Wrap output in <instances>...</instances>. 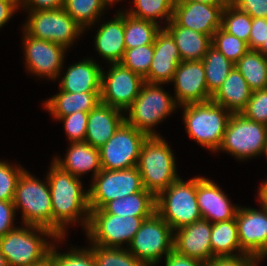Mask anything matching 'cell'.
<instances>
[{"mask_svg":"<svg viewBox=\"0 0 267 266\" xmlns=\"http://www.w3.org/2000/svg\"><path fill=\"white\" fill-rule=\"evenodd\" d=\"M252 26V17L230 2L224 7L221 28L238 39L249 42Z\"/></svg>","mask_w":267,"mask_h":266,"instance_id":"obj_35","label":"cell"},{"mask_svg":"<svg viewBox=\"0 0 267 266\" xmlns=\"http://www.w3.org/2000/svg\"><path fill=\"white\" fill-rule=\"evenodd\" d=\"M53 162L78 178L90 170L94 171V178L102 170L99 148L87 142H71L65 159L56 158Z\"/></svg>","mask_w":267,"mask_h":266,"instance_id":"obj_26","label":"cell"},{"mask_svg":"<svg viewBox=\"0 0 267 266\" xmlns=\"http://www.w3.org/2000/svg\"><path fill=\"white\" fill-rule=\"evenodd\" d=\"M88 112H75L64 117H55L64 122L67 137L71 142H84L87 130Z\"/></svg>","mask_w":267,"mask_h":266,"instance_id":"obj_43","label":"cell"},{"mask_svg":"<svg viewBox=\"0 0 267 266\" xmlns=\"http://www.w3.org/2000/svg\"><path fill=\"white\" fill-rule=\"evenodd\" d=\"M160 26L150 20L138 19L124 13V42L126 49L154 44Z\"/></svg>","mask_w":267,"mask_h":266,"instance_id":"obj_32","label":"cell"},{"mask_svg":"<svg viewBox=\"0 0 267 266\" xmlns=\"http://www.w3.org/2000/svg\"><path fill=\"white\" fill-rule=\"evenodd\" d=\"M260 258L249 254H238L237 257H214L205 266H256Z\"/></svg>","mask_w":267,"mask_h":266,"instance_id":"obj_45","label":"cell"},{"mask_svg":"<svg viewBox=\"0 0 267 266\" xmlns=\"http://www.w3.org/2000/svg\"><path fill=\"white\" fill-rule=\"evenodd\" d=\"M144 79L121 63H112L105 74L101 72V102L126 111L139 95Z\"/></svg>","mask_w":267,"mask_h":266,"instance_id":"obj_14","label":"cell"},{"mask_svg":"<svg viewBox=\"0 0 267 266\" xmlns=\"http://www.w3.org/2000/svg\"><path fill=\"white\" fill-rule=\"evenodd\" d=\"M266 156H267V141H266V144L264 146V149H263V152Z\"/></svg>","mask_w":267,"mask_h":266,"instance_id":"obj_57","label":"cell"},{"mask_svg":"<svg viewBox=\"0 0 267 266\" xmlns=\"http://www.w3.org/2000/svg\"><path fill=\"white\" fill-rule=\"evenodd\" d=\"M196 198L202 219L212 224L236 217L238 207L230 204L227 196L212 180L196 177Z\"/></svg>","mask_w":267,"mask_h":266,"instance_id":"obj_21","label":"cell"},{"mask_svg":"<svg viewBox=\"0 0 267 266\" xmlns=\"http://www.w3.org/2000/svg\"><path fill=\"white\" fill-rule=\"evenodd\" d=\"M175 1H194L210 5H227L229 3V0H175Z\"/></svg>","mask_w":267,"mask_h":266,"instance_id":"obj_52","label":"cell"},{"mask_svg":"<svg viewBox=\"0 0 267 266\" xmlns=\"http://www.w3.org/2000/svg\"><path fill=\"white\" fill-rule=\"evenodd\" d=\"M97 52L112 63H120L125 50L124 13L118 12L114 20L102 24L95 36Z\"/></svg>","mask_w":267,"mask_h":266,"instance_id":"obj_24","label":"cell"},{"mask_svg":"<svg viewBox=\"0 0 267 266\" xmlns=\"http://www.w3.org/2000/svg\"><path fill=\"white\" fill-rule=\"evenodd\" d=\"M16 208L13 201L0 200V237H3L9 231L15 229L13 220L15 217Z\"/></svg>","mask_w":267,"mask_h":266,"instance_id":"obj_47","label":"cell"},{"mask_svg":"<svg viewBox=\"0 0 267 266\" xmlns=\"http://www.w3.org/2000/svg\"><path fill=\"white\" fill-rule=\"evenodd\" d=\"M164 28L174 39L182 61L202 60L212 46V37L189 28L178 26L170 20Z\"/></svg>","mask_w":267,"mask_h":266,"instance_id":"obj_27","label":"cell"},{"mask_svg":"<svg viewBox=\"0 0 267 266\" xmlns=\"http://www.w3.org/2000/svg\"><path fill=\"white\" fill-rule=\"evenodd\" d=\"M24 169L0 161V200L13 201L16 184Z\"/></svg>","mask_w":267,"mask_h":266,"instance_id":"obj_41","label":"cell"},{"mask_svg":"<svg viewBox=\"0 0 267 266\" xmlns=\"http://www.w3.org/2000/svg\"><path fill=\"white\" fill-rule=\"evenodd\" d=\"M13 204L22 210L24 225L46 227L53 232V212L49 184L23 171L16 184Z\"/></svg>","mask_w":267,"mask_h":266,"instance_id":"obj_6","label":"cell"},{"mask_svg":"<svg viewBox=\"0 0 267 266\" xmlns=\"http://www.w3.org/2000/svg\"><path fill=\"white\" fill-rule=\"evenodd\" d=\"M266 141V125L250 120L241 113H233L218 150L242 160L262 154Z\"/></svg>","mask_w":267,"mask_h":266,"instance_id":"obj_10","label":"cell"},{"mask_svg":"<svg viewBox=\"0 0 267 266\" xmlns=\"http://www.w3.org/2000/svg\"><path fill=\"white\" fill-rule=\"evenodd\" d=\"M47 180L52 203L53 233L63 239L64 225L77 221L81 215H85L80 220L87 229L90 216L89 192L83 191L79 178L52 162Z\"/></svg>","mask_w":267,"mask_h":266,"instance_id":"obj_1","label":"cell"},{"mask_svg":"<svg viewBox=\"0 0 267 266\" xmlns=\"http://www.w3.org/2000/svg\"><path fill=\"white\" fill-rule=\"evenodd\" d=\"M34 266H55V262L50 256H47L42 262Z\"/></svg>","mask_w":267,"mask_h":266,"instance_id":"obj_54","label":"cell"},{"mask_svg":"<svg viewBox=\"0 0 267 266\" xmlns=\"http://www.w3.org/2000/svg\"><path fill=\"white\" fill-rule=\"evenodd\" d=\"M49 256L54 260L55 266H96L92 250L73 249L66 254L57 253L54 245L51 246Z\"/></svg>","mask_w":267,"mask_h":266,"instance_id":"obj_40","label":"cell"},{"mask_svg":"<svg viewBox=\"0 0 267 266\" xmlns=\"http://www.w3.org/2000/svg\"><path fill=\"white\" fill-rule=\"evenodd\" d=\"M212 46L234 64L249 50L247 42L229 34L221 27L213 34Z\"/></svg>","mask_w":267,"mask_h":266,"instance_id":"obj_38","label":"cell"},{"mask_svg":"<svg viewBox=\"0 0 267 266\" xmlns=\"http://www.w3.org/2000/svg\"><path fill=\"white\" fill-rule=\"evenodd\" d=\"M168 223L155 211L145 219L133 237L128 250L145 266L158 263L164 254L174 250V233Z\"/></svg>","mask_w":267,"mask_h":266,"instance_id":"obj_8","label":"cell"},{"mask_svg":"<svg viewBox=\"0 0 267 266\" xmlns=\"http://www.w3.org/2000/svg\"><path fill=\"white\" fill-rule=\"evenodd\" d=\"M121 110L100 102L89 112L84 142L93 147L104 145L125 121Z\"/></svg>","mask_w":267,"mask_h":266,"instance_id":"obj_22","label":"cell"},{"mask_svg":"<svg viewBox=\"0 0 267 266\" xmlns=\"http://www.w3.org/2000/svg\"><path fill=\"white\" fill-rule=\"evenodd\" d=\"M238 208L236 222L241 250L245 254L264 258L267 253V208Z\"/></svg>","mask_w":267,"mask_h":266,"instance_id":"obj_15","label":"cell"},{"mask_svg":"<svg viewBox=\"0 0 267 266\" xmlns=\"http://www.w3.org/2000/svg\"><path fill=\"white\" fill-rule=\"evenodd\" d=\"M170 146L161 136L148 137L142 145L138 169L142 183L155 197L179 178Z\"/></svg>","mask_w":267,"mask_h":266,"instance_id":"obj_3","label":"cell"},{"mask_svg":"<svg viewBox=\"0 0 267 266\" xmlns=\"http://www.w3.org/2000/svg\"><path fill=\"white\" fill-rule=\"evenodd\" d=\"M25 60L28 71L39 76L57 78L62 69L66 48L60 44L40 40L24 31Z\"/></svg>","mask_w":267,"mask_h":266,"instance_id":"obj_17","label":"cell"},{"mask_svg":"<svg viewBox=\"0 0 267 266\" xmlns=\"http://www.w3.org/2000/svg\"><path fill=\"white\" fill-rule=\"evenodd\" d=\"M101 92L70 93L60 91L45 102V107L54 117H64L75 112H90L101 102Z\"/></svg>","mask_w":267,"mask_h":266,"instance_id":"obj_28","label":"cell"},{"mask_svg":"<svg viewBox=\"0 0 267 266\" xmlns=\"http://www.w3.org/2000/svg\"><path fill=\"white\" fill-rule=\"evenodd\" d=\"M25 227L27 228L17 227L0 237V251L6 257L9 266H34L49 256L53 244H48L43 237L37 235V232L61 240V237H57L46 227Z\"/></svg>","mask_w":267,"mask_h":266,"instance_id":"obj_4","label":"cell"},{"mask_svg":"<svg viewBox=\"0 0 267 266\" xmlns=\"http://www.w3.org/2000/svg\"><path fill=\"white\" fill-rule=\"evenodd\" d=\"M175 101L180 105L210 101L202 60L181 61L173 75Z\"/></svg>","mask_w":267,"mask_h":266,"instance_id":"obj_18","label":"cell"},{"mask_svg":"<svg viewBox=\"0 0 267 266\" xmlns=\"http://www.w3.org/2000/svg\"><path fill=\"white\" fill-rule=\"evenodd\" d=\"M176 231L177 234H174V251L204 263L212 259V223L200 219Z\"/></svg>","mask_w":267,"mask_h":266,"instance_id":"obj_19","label":"cell"},{"mask_svg":"<svg viewBox=\"0 0 267 266\" xmlns=\"http://www.w3.org/2000/svg\"><path fill=\"white\" fill-rule=\"evenodd\" d=\"M19 4L20 0H0V28L9 21Z\"/></svg>","mask_w":267,"mask_h":266,"instance_id":"obj_50","label":"cell"},{"mask_svg":"<svg viewBox=\"0 0 267 266\" xmlns=\"http://www.w3.org/2000/svg\"><path fill=\"white\" fill-rule=\"evenodd\" d=\"M65 0H20L22 7L28 8L30 11H43L51 9L63 8Z\"/></svg>","mask_w":267,"mask_h":266,"instance_id":"obj_48","label":"cell"},{"mask_svg":"<svg viewBox=\"0 0 267 266\" xmlns=\"http://www.w3.org/2000/svg\"><path fill=\"white\" fill-rule=\"evenodd\" d=\"M266 18H252V26L248 47L251 50H258L265 42Z\"/></svg>","mask_w":267,"mask_h":266,"instance_id":"obj_46","label":"cell"},{"mask_svg":"<svg viewBox=\"0 0 267 266\" xmlns=\"http://www.w3.org/2000/svg\"><path fill=\"white\" fill-rule=\"evenodd\" d=\"M181 106L189 136L201 146L217 151L232 113L212 100Z\"/></svg>","mask_w":267,"mask_h":266,"instance_id":"obj_2","label":"cell"},{"mask_svg":"<svg viewBox=\"0 0 267 266\" xmlns=\"http://www.w3.org/2000/svg\"><path fill=\"white\" fill-rule=\"evenodd\" d=\"M241 114L267 126V89L252 91L251 98Z\"/></svg>","mask_w":267,"mask_h":266,"instance_id":"obj_42","label":"cell"},{"mask_svg":"<svg viewBox=\"0 0 267 266\" xmlns=\"http://www.w3.org/2000/svg\"><path fill=\"white\" fill-rule=\"evenodd\" d=\"M225 6L194 1H175L172 20L178 26L213 37V34L221 27Z\"/></svg>","mask_w":267,"mask_h":266,"instance_id":"obj_16","label":"cell"},{"mask_svg":"<svg viewBox=\"0 0 267 266\" xmlns=\"http://www.w3.org/2000/svg\"><path fill=\"white\" fill-rule=\"evenodd\" d=\"M229 2L252 18L267 19V0H230Z\"/></svg>","mask_w":267,"mask_h":266,"instance_id":"obj_44","label":"cell"},{"mask_svg":"<svg viewBox=\"0 0 267 266\" xmlns=\"http://www.w3.org/2000/svg\"><path fill=\"white\" fill-rule=\"evenodd\" d=\"M235 67L252 91L267 89V58L260 52L249 49L235 63Z\"/></svg>","mask_w":267,"mask_h":266,"instance_id":"obj_31","label":"cell"},{"mask_svg":"<svg viewBox=\"0 0 267 266\" xmlns=\"http://www.w3.org/2000/svg\"><path fill=\"white\" fill-rule=\"evenodd\" d=\"M181 61L174 39L164 28H161L154 40V54L144 81L158 84L172 82L173 75Z\"/></svg>","mask_w":267,"mask_h":266,"instance_id":"obj_20","label":"cell"},{"mask_svg":"<svg viewBox=\"0 0 267 266\" xmlns=\"http://www.w3.org/2000/svg\"><path fill=\"white\" fill-rule=\"evenodd\" d=\"M208 91L213 95L223 84L235 64L211 46L202 59Z\"/></svg>","mask_w":267,"mask_h":266,"instance_id":"obj_33","label":"cell"},{"mask_svg":"<svg viewBox=\"0 0 267 266\" xmlns=\"http://www.w3.org/2000/svg\"><path fill=\"white\" fill-rule=\"evenodd\" d=\"M158 83L144 82L139 95L127 109L129 117L125 121L149 137L159 136L152 127L170 115L177 105L175 99Z\"/></svg>","mask_w":267,"mask_h":266,"instance_id":"obj_7","label":"cell"},{"mask_svg":"<svg viewBox=\"0 0 267 266\" xmlns=\"http://www.w3.org/2000/svg\"><path fill=\"white\" fill-rule=\"evenodd\" d=\"M24 31L37 39L70 47L83 29L63 9L31 11Z\"/></svg>","mask_w":267,"mask_h":266,"instance_id":"obj_12","label":"cell"},{"mask_svg":"<svg viewBox=\"0 0 267 266\" xmlns=\"http://www.w3.org/2000/svg\"><path fill=\"white\" fill-rule=\"evenodd\" d=\"M154 54V44L126 49L121 64L143 79L147 77Z\"/></svg>","mask_w":267,"mask_h":266,"instance_id":"obj_39","label":"cell"},{"mask_svg":"<svg viewBox=\"0 0 267 266\" xmlns=\"http://www.w3.org/2000/svg\"><path fill=\"white\" fill-rule=\"evenodd\" d=\"M149 136L124 121L114 135L99 148L104 170L136 167L142 145Z\"/></svg>","mask_w":267,"mask_h":266,"instance_id":"obj_11","label":"cell"},{"mask_svg":"<svg viewBox=\"0 0 267 266\" xmlns=\"http://www.w3.org/2000/svg\"><path fill=\"white\" fill-rule=\"evenodd\" d=\"M212 258L214 257H237L234 250L245 254L239 244L238 227L236 219L221 221L212 224L211 231Z\"/></svg>","mask_w":267,"mask_h":266,"instance_id":"obj_30","label":"cell"},{"mask_svg":"<svg viewBox=\"0 0 267 266\" xmlns=\"http://www.w3.org/2000/svg\"><path fill=\"white\" fill-rule=\"evenodd\" d=\"M165 262L166 266H205L204 262L180 255L174 250L165 257Z\"/></svg>","mask_w":267,"mask_h":266,"instance_id":"obj_49","label":"cell"},{"mask_svg":"<svg viewBox=\"0 0 267 266\" xmlns=\"http://www.w3.org/2000/svg\"><path fill=\"white\" fill-rule=\"evenodd\" d=\"M143 217H122L104 212L102 209H90L87 231L92 245L107 248H121V244L131 243L141 227Z\"/></svg>","mask_w":267,"mask_h":266,"instance_id":"obj_9","label":"cell"},{"mask_svg":"<svg viewBox=\"0 0 267 266\" xmlns=\"http://www.w3.org/2000/svg\"><path fill=\"white\" fill-rule=\"evenodd\" d=\"M156 212L174 230L202 219L196 198V178L175 180L156 196Z\"/></svg>","mask_w":267,"mask_h":266,"instance_id":"obj_5","label":"cell"},{"mask_svg":"<svg viewBox=\"0 0 267 266\" xmlns=\"http://www.w3.org/2000/svg\"><path fill=\"white\" fill-rule=\"evenodd\" d=\"M96 266H145L130 251L123 248L90 247Z\"/></svg>","mask_w":267,"mask_h":266,"instance_id":"obj_37","label":"cell"},{"mask_svg":"<svg viewBox=\"0 0 267 266\" xmlns=\"http://www.w3.org/2000/svg\"><path fill=\"white\" fill-rule=\"evenodd\" d=\"M144 189L138 167L123 170L102 169L88 190L90 209H101L106 203Z\"/></svg>","mask_w":267,"mask_h":266,"instance_id":"obj_13","label":"cell"},{"mask_svg":"<svg viewBox=\"0 0 267 266\" xmlns=\"http://www.w3.org/2000/svg\"><path fill=\"white\" fill-rule=\"evenodd\" d=\"M257 51L260 52L265 58H267V19H266L265 42L261 45V47Z\"/></svg>","mask_w":267,"mask_h":266,"instance_id":"obj_53","label":"cell"},{"mask_svg":"<svg viewBox=\"0 0 267 266\" xmlns=\"http://www.w3.org/2000/svg\"><path fill=\"white\" fill-rule=\"evenodd\" d=\"M136 9L130 10L129 15L155 23L156 18H164L166 21L173 19L175 0H134Z\"/></svg>","mask_w":267,"mask_h":266,"instance_id":"obj_36","label":"cell"},{"mask_svg":"<svg viewBox=\"0 0 267 266\" xmlns=\"http://www.w3.org/2000/svg\"><path fill=\"white\" fill-rule=\"evenodd\" d=\"M258 194L260 202L267 208V181L260 186Z\"/></svg>","mask_w":267,"mask_h":266,"instance_id":"obj_51","label":"cell"},{"mask_svg":"<svg viewBox=\"0 0 267 266\" xmlns=\"http://www.w3.org/2000/svg\"><path fill=\"white\" fill-rule=\"evenodd\" d=\"M252 90L236 67L212 95L211 100L229 112L241 113L251 98Z\"/></svg>","mask_w":267,"mask_h":266,"instance_id":"obj_25","label":"cell"},{"mask_svg":"<svg viewBox=\"0 0 267 266\" xmlns=\"http://www.w3.org/2000/svg\"><path fill=\"white\" fill-rule=\"evenodd\" d=\"M102 68L94 60L85 59L69 66L60 81V90L70 93L101 92Z\"/></svg>","mask_w":267,"mask_h":266,"instance_id":"obj_23","label":"cell"},{"mask_svg":"<svg viewBox=\"0 0 267 266\" xmlns=\"http://www.w3.org/2000/svg\"><path fill=\"white\" fill-rule=\"evenodd\" d=\"M156 197L145 188L135 194L112 200L106 203L101 209L109 214L122 217H143L149 218L155 211Z\"/></svg>","mask_w":267,"mask_h":266,"instance_id":"obj_29","label":"cell"},{"mask_svg":"<svg viewBox=\"0 0 267 266\" xmlns=\"http://www.w3.org/2000/svg\"><path fill=\"white\" fill-rule=\"evenodd\" d=\"M0 266H9L6 257L0 251Z\"/></svg>","mask_w":267,"mask_h":266,"instance_id":"obj_55","label":"cell"},{"mask_svg":"<svg viewBox=\"0 0 267 266\" xmlns=\"http://www.w3.org/2000/svg\"><path fill=\"white\" fill-rule=\"evenodd\" d=\"M103 1L108 5V3L111 4V3L116 2L118 0H103Z\"/></svg>","mask_w":267,"mask_h":266,"instance_id":"obj_56","label":"cell"},{"mask_svg":"<svg viewBox=\"0 0 267 266\" xmlns=\"http://www.w3.org/2000/svg\"><path fill=\"white\" fill-rule=\"evenodd\" d=\"M106 6L103 0H65L63 9L84 30L96 22Z\"/></svg>","mask_w":267,"mask_h":266,"instance_id":"obj_34","label":"cell"}]
</instances>
